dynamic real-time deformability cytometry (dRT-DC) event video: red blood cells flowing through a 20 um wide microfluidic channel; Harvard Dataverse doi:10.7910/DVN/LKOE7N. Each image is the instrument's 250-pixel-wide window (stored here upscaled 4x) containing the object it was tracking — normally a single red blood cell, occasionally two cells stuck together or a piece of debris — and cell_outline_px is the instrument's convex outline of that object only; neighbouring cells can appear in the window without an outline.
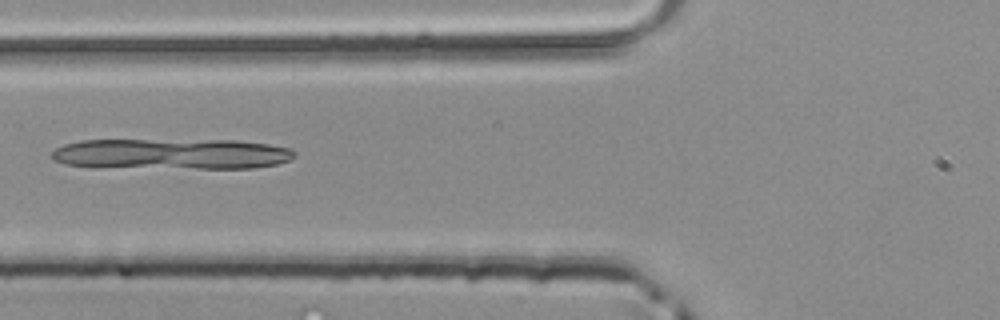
{"species": "common noctule bat (a hibernating species)", "species_latin": "Nyctalus noctula", "temperature_condition": "room temperature", "stored_images_in_passage": 48, "camera_frame_rate_fps": 3000, "um_per_image_px": 0.085, "animal": {"sex": "male", "body_mass_g": 20.4}, "frame": {"image": 1, "passage_image": 19, "time_ms": 6.0, "image_size_px": [1000, 320], "cell_outline_px": [[296, 156], [288, 160], [276, 164], [252, 168], [196, 168], [64, 164], [52, 160], [52, 152], [56, 148], [64, 144], [80, 140], [236, 140], [268, 144], [288, 148], [296, 152]], "centroid_in_image_um": [14.65, 13.06], "position_along_channel_um": 111.1, "area_um2": 42.71}}
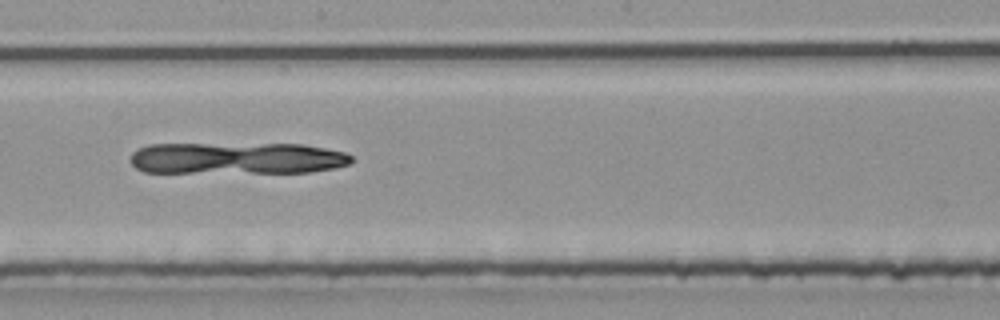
{"frame": {"image": 2, "passage_image": 27, "time_ms": 8.667, "image_size_px": [1000, 320], "cell_outline_px": [[352, 160], [348, 164], [336, 168], [308, 172], [144, 172], [136, 168], [128, 160], [132, 152], [136, 148], [148, 144], [304, 144], [344, 152], [352, 156]], "centroid_in_image_um": [20.09, 13.44], "position_along_channel_um": 228.1, "area_um2": 41.1}}
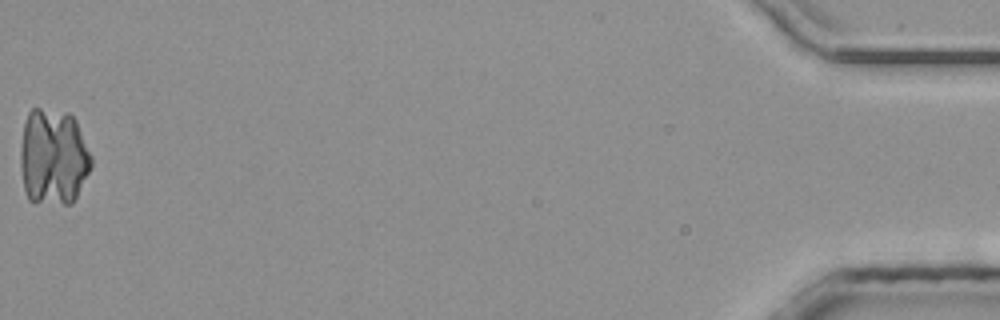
{"frame": {"image": 3, "passage_image": 48, "time_ms": 15.667, "image_size_px": [1000, 320], "cell_outline_px": [[92, 164], [72, 204], [64, 204], [28, 200], [24, 188], [20, 168], [20, 148], [24, 124], [28, 112], [32, 108], [40, 108], [68, 112], [76, 120], [92, 156]], "centroid_in_image_um": [4.51, 13.32], "position_along_channel_um": 430.7, "area_um2": 40.0}}